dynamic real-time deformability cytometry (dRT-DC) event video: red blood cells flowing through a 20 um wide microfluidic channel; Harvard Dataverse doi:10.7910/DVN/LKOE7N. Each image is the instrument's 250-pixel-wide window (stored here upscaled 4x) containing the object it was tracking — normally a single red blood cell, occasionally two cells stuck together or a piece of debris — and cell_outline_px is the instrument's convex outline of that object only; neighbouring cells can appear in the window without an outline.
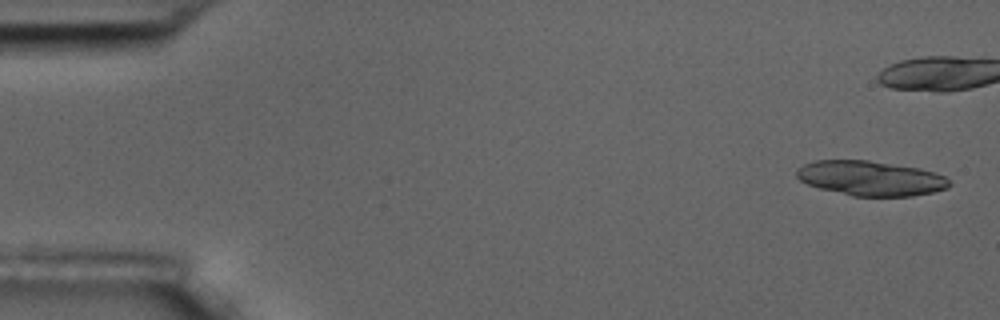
{"species": "common noctule bat (a hibernating species)", "species_latin": "Nyctalus noctula", "temperature_condition": "room temperature", "stored_images_in_passage": 7, "camera_frame_rate_fps": 3000, "um_per_image_px": 0.085, "animal": {"sex": "male", "body_mass_g": 17.5, "forearm_length_mm": 52.3}, "frame": {"image": 1, "passage_image": 1, "time_ms": 0.0, "image_size_px": [1000, 320], "cell_outline_px": [[952, 184], [948, 188], [932, 192], [912, 196], [852, 196], [820, 188], [808, 184], [800, 180], [796, 176], [796, 168], [804, 164], [816, 160], [868, 160], [920, 168], [936, 172], [944, 176]], "centroid_in_image_um": [74.01, 15.15], "position_along_channel_um": 11.0, "area_um2": 31.04}}